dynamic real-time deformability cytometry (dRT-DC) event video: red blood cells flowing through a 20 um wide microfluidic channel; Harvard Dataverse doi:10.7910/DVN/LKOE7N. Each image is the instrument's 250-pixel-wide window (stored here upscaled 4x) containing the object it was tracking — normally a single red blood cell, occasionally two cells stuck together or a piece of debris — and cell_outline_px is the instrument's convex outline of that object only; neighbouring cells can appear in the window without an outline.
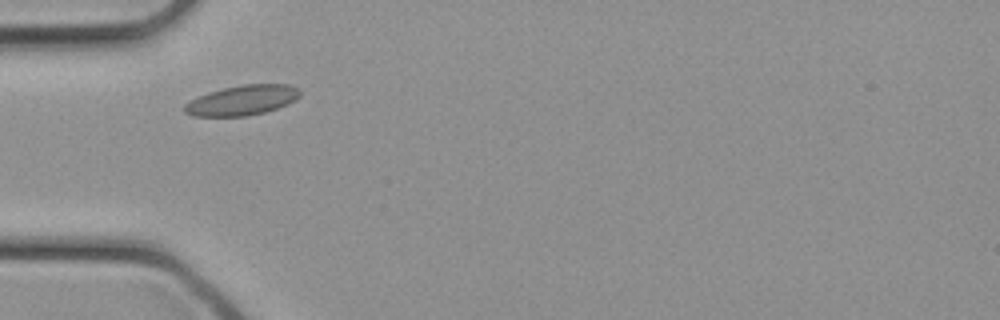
{"species": "common noctule bat (a hibernating species)", "species_latin": "Nyctalus noctula", "temperature_condition": "cold", "stored_images_in_passage": 23, "camera_frame_rate_fps": 3000, "um_per_image_px": 0.085, "animal": {"sex": "female", "body_mass_g": 21.9}, "frame": {"image": 1, "passage_image": 1, "time_ms": 0.0, "image_size_px": [1000, 320], "cell_outline_px": [[300, 96], [296, 100], [288, 104], [264, 112], [248, 116], [192, 116], [184, 112], [184, 104], [208, 92], [224, 88], [244, 84], [288, 84], [300, 88]], "centroid_in_image_um": [20.62, 8.52], "position_along_channel_um": 64.4, "area_um2": 20.17}}
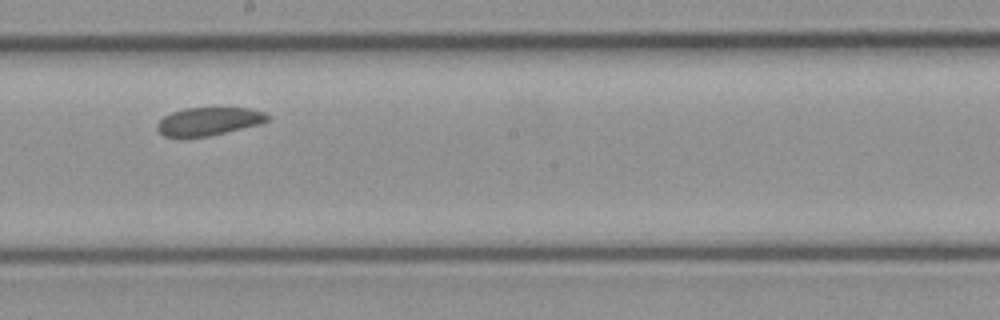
{"frame": {"image": 2, "passage_image": 9, "time_ms": 2.667, "image_size_px": [1000, 320], "cell_outline_px": [[268, 120], [260, 124], [208, 136], [164, 136], [156, 128], [156, 124], [164, 116], [172, 112], [184, 108], [248, 108], [264, 112], [268, 116]], "centroid_in_image_um": [17.73, 10.3], "position_along_channel_um": 230.5, "area_um2": 17.74}}
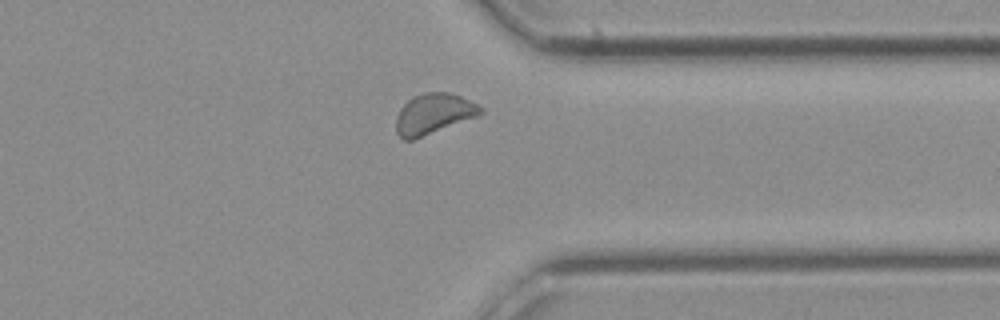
{"frame": {"image": 3, "passage_image": 16, "time_ms": 5.0, "image_size_px": [1000, 320], "cell_outline_px": [[484, 112], [480, 116], [412, 140], [404, 140], [396, 132], [396, 116], [400, 108], [412, 96], [424, 92], [448, 92], [460, 96], [484, 108]], "centroid_in_image_um": [36.86, 9.68], "position_along_channel_um": 374.5, "area_um2": 20.11}}